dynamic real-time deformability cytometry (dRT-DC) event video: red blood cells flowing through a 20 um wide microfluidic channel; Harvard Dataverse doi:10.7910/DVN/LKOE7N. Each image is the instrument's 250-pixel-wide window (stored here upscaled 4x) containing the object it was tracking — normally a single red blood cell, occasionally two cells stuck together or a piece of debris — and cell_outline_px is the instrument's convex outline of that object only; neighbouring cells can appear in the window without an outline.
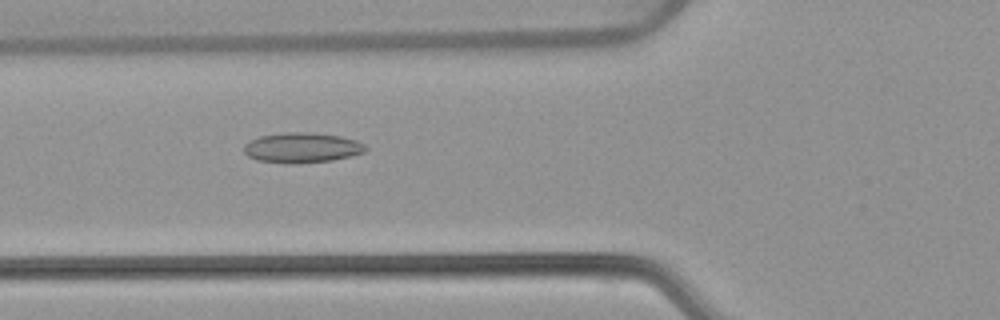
{"species": "common noctule bat (a hibernating species)", "species_latin": "Nyctalus noctula", "temperature_condition": "warm", "stored_images_in_passage": 53, "camera_frame_rate_fps": 3000, "um_per_image_px": 0.085, "animal": {"sex": "female", "body_mass_g": 22.7, "forearm_length_mm": 54.2}, "frame": {"image": 1, "passage_image": 20, "time_ms": 6.333, "image_size_px": [1000, 320], "cell_outline_px": [[368, 148], [364, 152], [352, 156], [332, 160], [292, 164], [288, 164], [256, 160], [248, 156], [244, 152], [244, 144], [248, 140], [260, 136], [284, 132], [308, 132], [340, 136], [356, 140], [364, 144]], "centroid_in_image_um": [25.64, 12.55], "position_along_channel_um": 100.2, "area_um2": 21.56}}
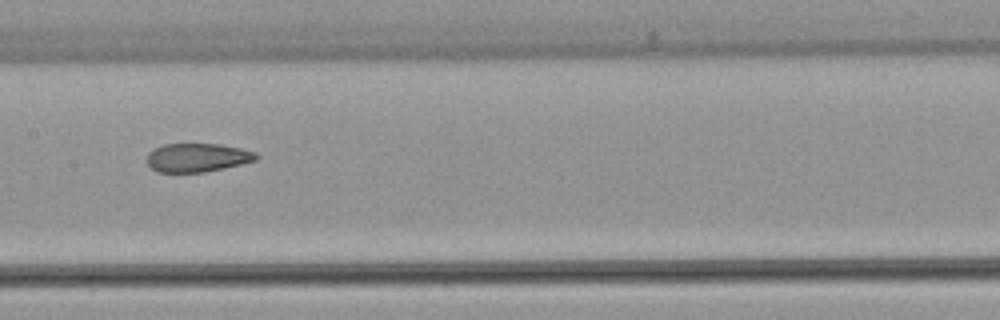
{"frame": {"image": 2, "passage_image": 27, "time_ms": 8.667, "image_size_px": [1000, 320], "cell_outline_px": [[260, 156], [256, 160], [224, 168], [204, 172], [156, 172], [148, 164], [148, 152], [164, 144], [220, 144], [240, 148], [256, 152]], "centroid_in_image_um": [16.79, 13.39], "position_along_channel_um": 190.6, "area_um2": 18.15}}
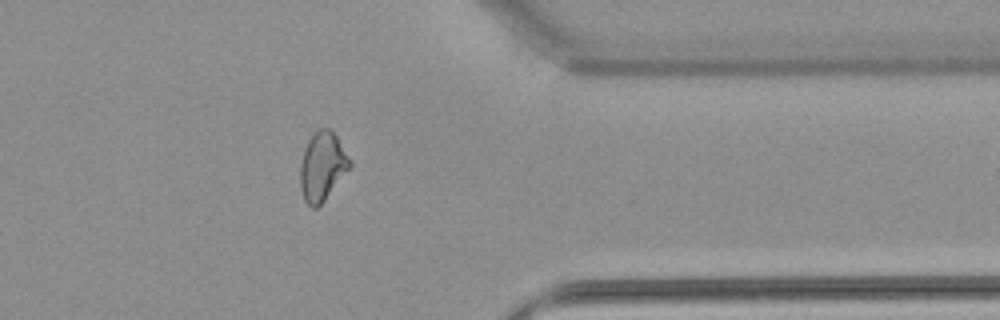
{"frame": {"image": 3, "passage_image": 43, "time_ms": 14.0, "image_size_px": [1000, 320], "cell_outline_px": [[352, 164], [324, 200], [316, 208], [312, 208], [304, 200], [300, 188], [300, 164], [304, 148], [308, 140], [316, 128], [332, 128], [352, 160]], "centroid_in_image_um": [27.39, 14.09], "position_along_channel_um": 384.0, "area_um2": 20.0}, "authors_computed_cell_mechanics": {"area_um2": 21.2704, "velocity_mm_per_s": 3.8576, "shape_relaxation_time_tau1_ms": null, "shape_relaxation_time_tau2_ms": 1.8495, "deformation_change_tau1": null, "deformation_change_tau2": 0.0908}}